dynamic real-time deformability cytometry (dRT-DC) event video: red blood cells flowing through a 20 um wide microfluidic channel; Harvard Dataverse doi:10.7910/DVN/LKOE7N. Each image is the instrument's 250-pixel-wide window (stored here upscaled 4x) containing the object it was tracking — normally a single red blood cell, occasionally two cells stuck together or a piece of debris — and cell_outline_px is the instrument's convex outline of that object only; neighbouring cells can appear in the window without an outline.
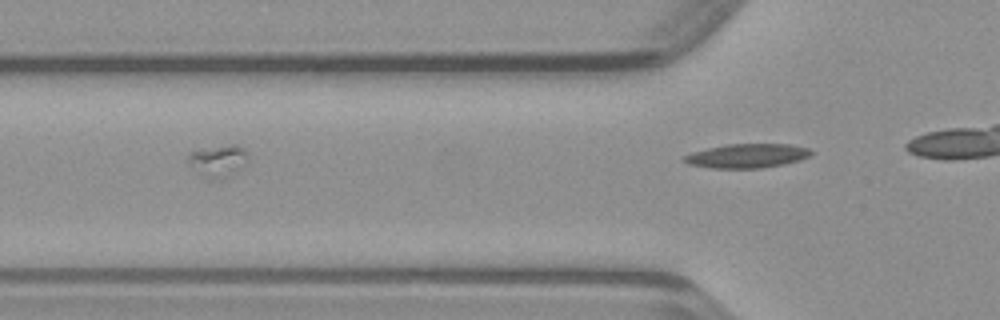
{"species": "common noctule bat (a hibernating species)", "species_latin": "Nyctalus noctula", "temperature_condition": "warm", "stored_images_in_passage": 27, "segment_of_instrument_passage": [2, 2], "camera_frame_rate_fps": 3000, "um_per_image_px": 0.085, "animal": {"sex": "male", "body_mass_g": 23.1, "forearm_length_mm": 52.7}, "frame": {"image": 1, "passage_image": 27, "time_ms": 8.667, "image_size_px": [1000, 320], "cell_outline_px": [[816, 152], [812, 156], [800, 160], [784, 164], [764, 168], [708, 168], [688, 164], [680, 160], [684, 156], [692, 152], [708, 148], [728, 144], [788, 144], [808, 148]], "centroid_in_image_um": [63.52, 13.25], "position_along_channel_um": 62.3, "area_um2": 18.09}}